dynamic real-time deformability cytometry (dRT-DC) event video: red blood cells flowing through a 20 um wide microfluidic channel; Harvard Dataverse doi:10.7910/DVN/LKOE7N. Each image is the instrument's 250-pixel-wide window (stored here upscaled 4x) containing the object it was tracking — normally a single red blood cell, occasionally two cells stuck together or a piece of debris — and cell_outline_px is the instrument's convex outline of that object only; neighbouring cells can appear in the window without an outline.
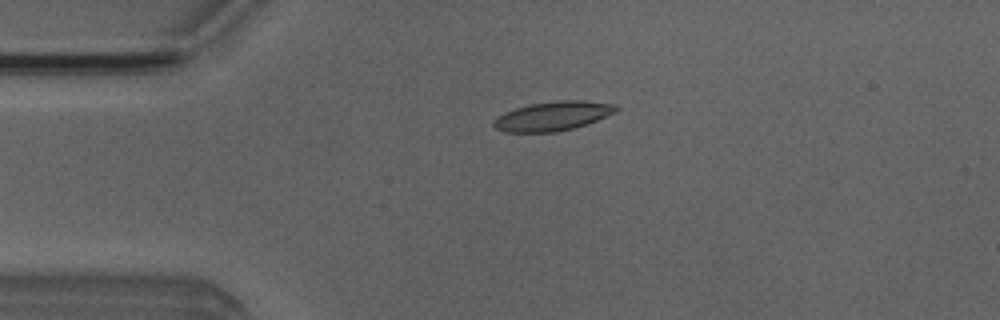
{"species": "Egyptian fruit bat (a non-hibernating species)", "species_latin": "Rousettus aegyptiacus", "temperature_condition": "room temperature", "stored_images_in_passage": 3, "camera_frame_rate_fps": 3000, "um_per_image_px": 0.085, "animal": {"sex": "male"}, "frame": {"image": 1, "passage_image": 2, "time_ms": 1.333, "image_size_px": [1000, 320], "cell_outline_px": [[620, 108], [616, 112], [596, 120], [572, 128], [556, 132], [504, 132], [496, 128], [492, 124], [492, 120], [496, 116], [504, 112], [528, 104], [556, 100], [580, 100], [616, 104]], "centroid_in_image_um": [46.95, 9.85], "position_along_channel_um": 38.0, "area_um2": 20.92}}